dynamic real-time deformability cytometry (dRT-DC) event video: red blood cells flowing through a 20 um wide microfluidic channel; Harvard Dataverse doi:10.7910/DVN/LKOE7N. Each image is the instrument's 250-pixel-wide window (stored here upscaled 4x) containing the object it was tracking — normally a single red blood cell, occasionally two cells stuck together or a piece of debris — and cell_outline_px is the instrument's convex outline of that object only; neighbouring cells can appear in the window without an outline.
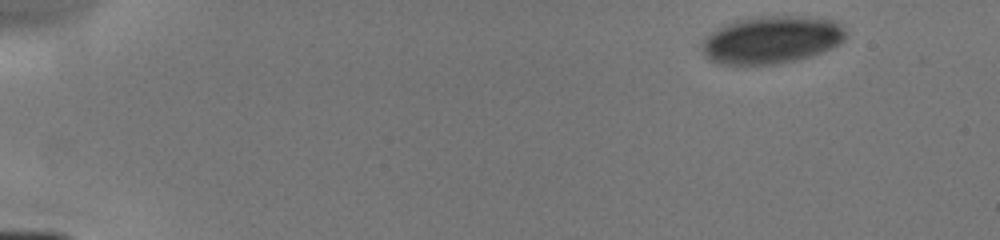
{"species": "human", "species_latin": "Homo sapiens", "temperature_condition": "cold", "stored_images_in_passage": 4, "camera_frame_rate_fps": 3000, "um_per_image_px": 0.085, "donor": {"sex": "male"}, "frame": {"image": 1, "passage_image": 1, "time_ms": 0.0, "image_size_px": [1000, 240], "cell_outline_px": [[848, 36], [840, 44], [832, 48], [796, 60], [776, 64], [716, 64], [704, 52], [704, 40], [716, 28], [736, 20], [764, 16], [800, 16], [836, 20], [848, 32]], "centroid_in_image_um": [65.66, 3.37], "position_along_channel_um": 19.3, "area_um2": 39.59}}
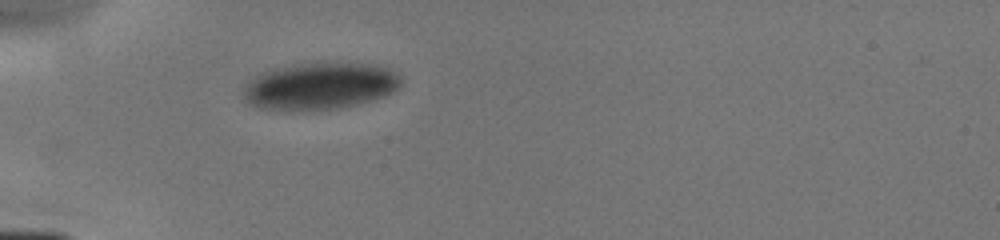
{"frame": {"image": 2, "passage_image": 4, "time_ms": 3.667, "image_size_px": [1000, 240], "cell_outline_px": [[400, 84], [396, 92], [360, 104], [340, 108], [312, 112], [284, 112], [260, 108], [248, 104], [244, 96], [244, 88], [260, 72], [272, 68], [292, 64], [360, 60], [380, 64], [396, 72], [400, 76]], "centroid_in_image_um": [27.25, 7.31], "position_along_channel_um": 57.8, "area_um2": 45.14}}